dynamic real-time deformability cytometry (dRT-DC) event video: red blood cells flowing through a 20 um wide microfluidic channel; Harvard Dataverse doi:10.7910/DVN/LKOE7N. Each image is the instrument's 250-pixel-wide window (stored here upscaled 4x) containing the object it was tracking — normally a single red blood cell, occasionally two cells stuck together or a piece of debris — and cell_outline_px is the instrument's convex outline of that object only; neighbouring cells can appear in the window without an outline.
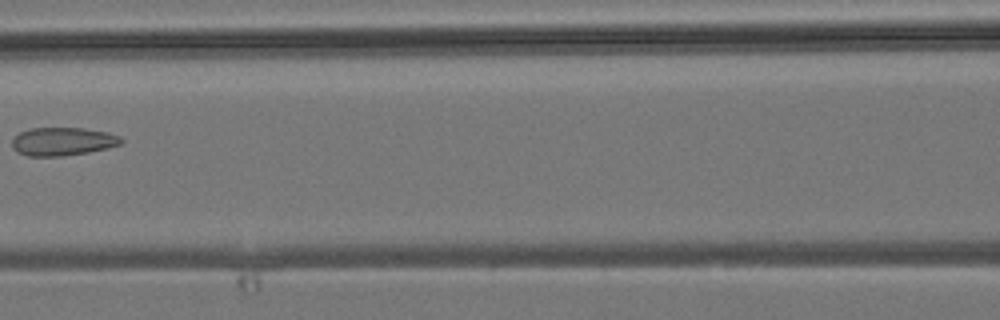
{"species": "common noctule bat (a hibernating species)", "species_latin": "Nyctalus noctula", "temperature_condition": "room temperature", "stored_images_in_passage": 5, "camera_frame_rate_fps": 3000, "um_per_image_px": 0.085, "animal": {"sex": "male", "body_mass_g": 19.2, "forearm_length_mm": 51.8}, "frame": {"image": 1, "passage_image": 5, "time_ms": 4.667, "image_size_px": [1000, 320], "cell_outline_px": [[124, 140], [120, 144], [108, 148], [88, 152], [60, 156], [28, 156], [16, 152], [12, 148], [12, 140], [20, 132], [32, 128], [84, 128], [108, 132], [120, 136]], "centroid_in_image_um": [5.33, 12.02], "position_along_channel_um": 161.3, "area_um2": 17.98}}